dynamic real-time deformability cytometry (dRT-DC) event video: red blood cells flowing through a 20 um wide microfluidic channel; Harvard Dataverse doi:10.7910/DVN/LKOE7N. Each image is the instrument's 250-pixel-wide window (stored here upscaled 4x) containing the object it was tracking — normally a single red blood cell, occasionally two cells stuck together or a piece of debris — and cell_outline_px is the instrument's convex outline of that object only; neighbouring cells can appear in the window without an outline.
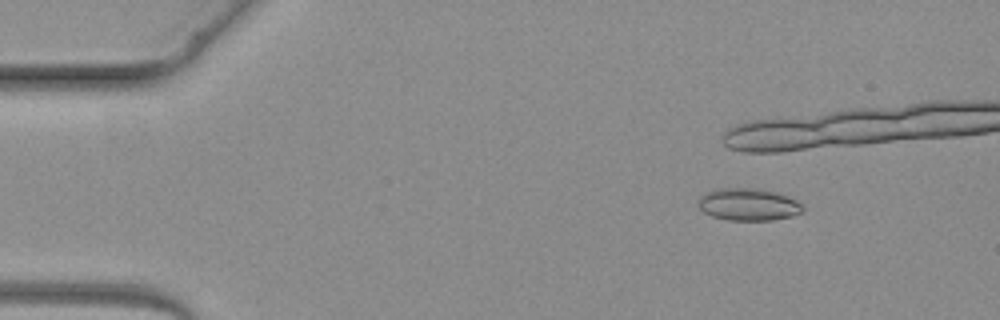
{"species": "common noctule bat (a hibernating species)", "species_latin": "Nyctalus noctula", "temperature_condition": "warm", "stored_images_in_passage": 5, "camera_frame_rate_fps": 3000, "um_per_image_px": 0.085, "animal": {"sex": "female", "body_mass_g": 19.3, "forearm_length_mm": 54.1}, "frame": {"image": 1, "passage_image": 2, "time_ms": 1.333, "image_size_px": [1000, 320], "cell_outline_px": [[804, 212], [792, 216], [772, 220], [728, 220], [712, 216], [704, 212], [696, 204], [700, 196], [704, 192], [716, 188], [752, 188], [776, 192], [788, 196], [796, 200], [804, 208]], "centroid_in_image_um": [63.58, 17.37], "position_along_channel_um": 21.4, "area_um2": 19.83}}